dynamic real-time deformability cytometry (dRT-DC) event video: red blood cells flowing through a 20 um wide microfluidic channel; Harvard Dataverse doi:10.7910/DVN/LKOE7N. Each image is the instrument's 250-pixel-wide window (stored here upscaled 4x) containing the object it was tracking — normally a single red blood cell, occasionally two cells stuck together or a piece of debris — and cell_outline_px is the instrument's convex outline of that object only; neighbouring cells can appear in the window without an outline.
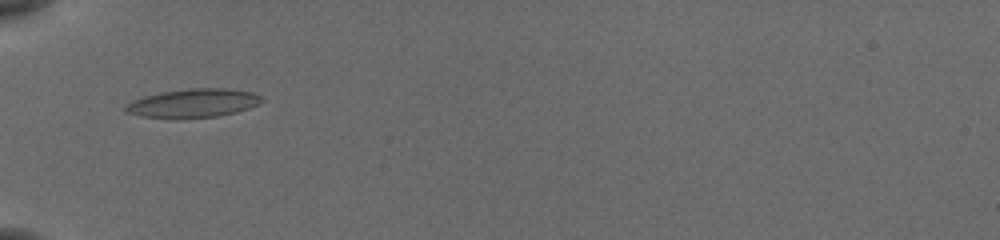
{"species": "common noctule bat (a hibernating species)", "species_latin": "Nyctalus noctula", "temperature_condition": "cold", "stored_images_in_passage": 3, "camera_frame_rate_fps": 3000, "um_per_image_px": 0.085, "animal": {"sex": "female", "body_mass_g": 19.5, "forearm_length_mm": 54.1}, "frame": {"image": 1, "passage_image": 1, "time_ms": 0.0, "image_size_px": [1000, 240], "cell_outline_px": [[264, 100], [260, 104], [236, 112], [216, 116], [176, 120], [172, 120], [140, 116], [124, 112], [124, 104], [132, 100], [144, 96], [160, 92], [188, 88], [228, 88], [252, 92], [260, 96]], "centroid_in_image_um": [16.36, 8.79], "position_along_channel_um": 68.6, "area_um2": 23.41}}